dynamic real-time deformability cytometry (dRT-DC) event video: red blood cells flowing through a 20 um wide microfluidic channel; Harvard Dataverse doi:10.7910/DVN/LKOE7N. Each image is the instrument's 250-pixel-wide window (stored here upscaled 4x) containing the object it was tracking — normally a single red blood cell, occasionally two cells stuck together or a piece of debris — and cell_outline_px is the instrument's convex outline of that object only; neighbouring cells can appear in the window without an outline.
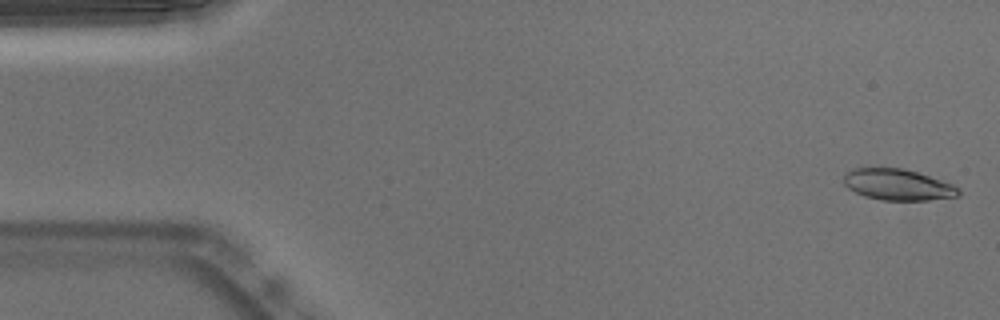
{"species": "Egyptian fruit bat (a non-hibernating species)", "species_latin": "Rousettus aegyptiacus", "temperature_condition": "warm", "stored_images_in_passage": 4, "camera_frame_rate_fps": 3000, "um_per_image_px": 0.085, "animal": {"sex": "male"}, "frame": {"image": 1, "passage_image": 2, "time_ms": 0.333, "image_size_px": [1000, 320], "cell_outline_px": [[960, 196], [928, 200], [880, 200], [864, 196], [848, 188], [844, 184], [844, 172], [852, 168], [904, 168], [952, 184], [960, 188]], "centroid_in_image_um": [76.29, 15.7], "position_along_channel_um": 8.7, "area_um2": 20.87}}